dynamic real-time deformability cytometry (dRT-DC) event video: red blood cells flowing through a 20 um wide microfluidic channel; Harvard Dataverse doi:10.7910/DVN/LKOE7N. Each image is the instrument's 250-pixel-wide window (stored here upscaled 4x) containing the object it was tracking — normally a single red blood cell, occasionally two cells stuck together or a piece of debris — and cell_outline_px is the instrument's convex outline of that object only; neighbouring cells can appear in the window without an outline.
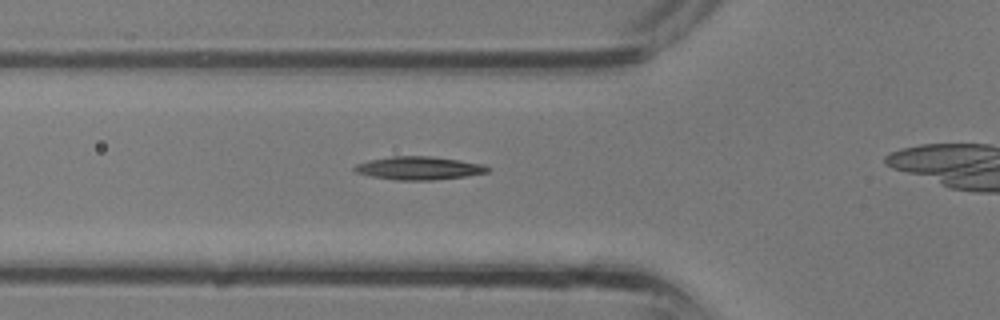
{"species": "common noctule bat (a hibernating species)", "species_latin": "Nyctalus noctula", "temperature_condition": "room temperature", "stored_images_in_passage": 17, "camera_frame_rate_fps": 3000, "um_per_image_px": 0.085, "animal": {"sex": "male", "body_mass_g": 13.3}, "frame": {"image": 1, "passage_image": 12, "time_ms": 3.667, "image_size_px": [1000, 320], "cell_outline_px": [[492, 168], [488, 172], [464, 176], [432, 180], [396, 180], [372, 176], [356, 172], [352, 168], [356, 164], [368, 160], [392, 156], [428, 156], [460, 160], [484, 164]], "centroid_in_image_um": [35.61, 14.28], "position_along_channel_um": 90.2, "area_um2": 17.92}}